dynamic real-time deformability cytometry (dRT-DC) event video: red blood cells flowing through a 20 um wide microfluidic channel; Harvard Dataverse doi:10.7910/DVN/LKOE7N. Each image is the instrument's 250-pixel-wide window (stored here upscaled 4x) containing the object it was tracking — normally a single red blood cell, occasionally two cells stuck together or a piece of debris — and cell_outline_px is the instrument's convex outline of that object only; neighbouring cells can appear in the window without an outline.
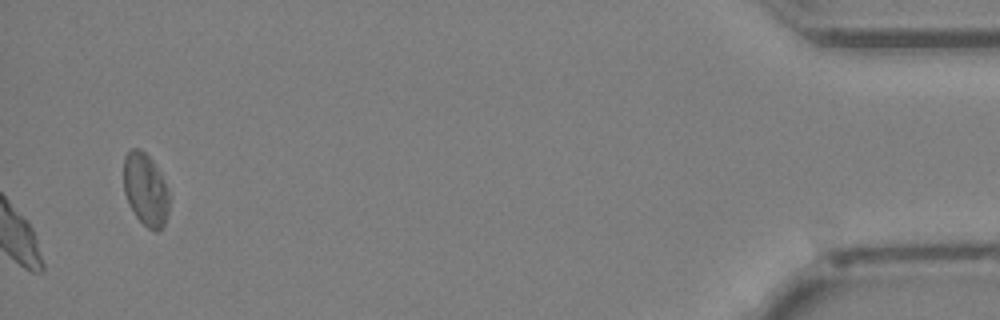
{"species": "Egyptian fruit bat (a non-hibernating species)", "species_latin": "Rousettus aegyptiacus", "temperature_condition": "cold", "stored_images_in_passage": 28, "camera_frame_rate_fps": 3000, "um_per_image_px": 0.085, "animal": {"sex": "female"}, "frame": {"image": 1, "passage_image": 28, "time_ms": 9.0, "image_size_px": [1000, 320], "cell_outline_px": [[168, 212], [164, 224], [156, 232], [148, 228], [136, 216], [128, 204], [124, 192], [124, 156], [132, 148], [140, 148], [152, 160], [160, 172], [164, 180], [168, 192]], "centroid_in_image_um": [12.36, 16.1], "position_along_channel_um": 422.8, "area_um2": 19.13}}